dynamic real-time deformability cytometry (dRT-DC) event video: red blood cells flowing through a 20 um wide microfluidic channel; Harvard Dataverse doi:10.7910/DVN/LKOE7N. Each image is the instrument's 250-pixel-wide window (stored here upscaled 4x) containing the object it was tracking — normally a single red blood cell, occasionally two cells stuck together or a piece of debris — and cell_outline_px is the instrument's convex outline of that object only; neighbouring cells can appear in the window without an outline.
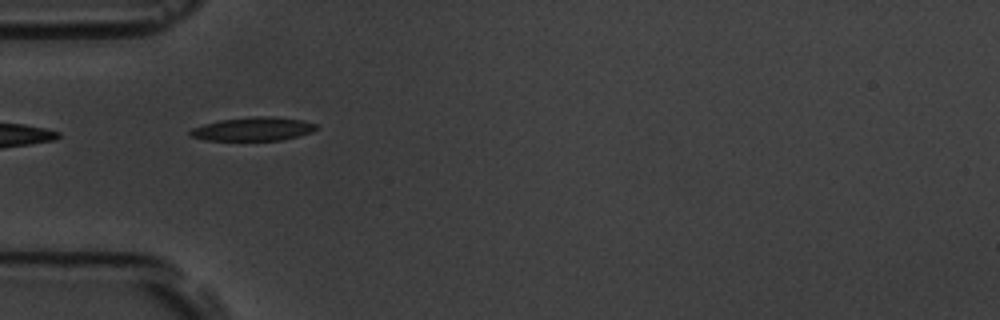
{"species": "common noctule bat (a hibernating species)", "species_latin": "Nyctalus noctula", "temperature_condition": "room temperature", "stored_images_in_passage": 3, "camera_frame_rate_fps": 3000, "um_per_image_px": 0.085, "animal": {"sex": "male", "body_mass_g": 19.5, "forearm_length_mm": 54.6}, "frame": {"image": 1, "passage_image": 2, "time_ms": 1.333, "image_size_px": [1000, 320], "cell_outline_px": [[320, 128], [312, 132], [280, 140], [204, 140], [192, 136], [188, 132], [192, 128], [204, 124], [220, 120], [252, 116], [276, 116], [304, 120], [316, 124]], "centroid_in_image_um": [21.55, 10.95], "position_along_channel_um": 63.4, "area_um2": 17.4}}
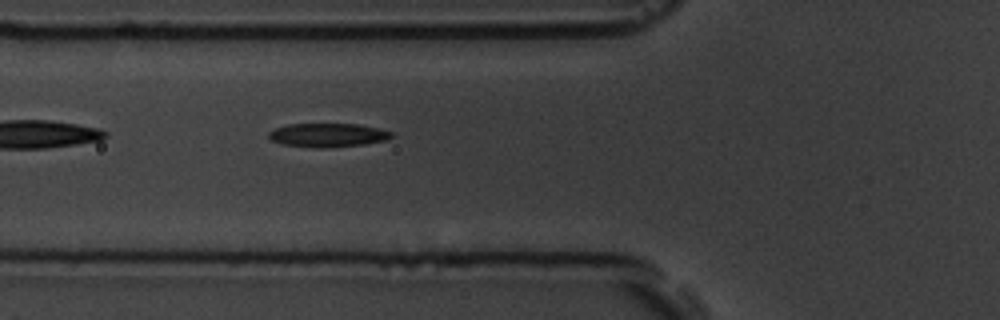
{"frame": {"image": 2, "passage_image": 3, "time_ms": 2.333, "image_size_px": [1000, 320], "cell_outline_px": [[392, 136], [388, 140], [364, 144], [324, 148], [320, 148], [284, 144], [272, 140], [268, 136], [268, 132], [276, 128], [288, 124], [360, 124], [380, 128], [392, 132]], "centroid_in_image_um": [27.9, 11.47], "position_along_channel_um": 97.9, "area_um2": 16.94}}